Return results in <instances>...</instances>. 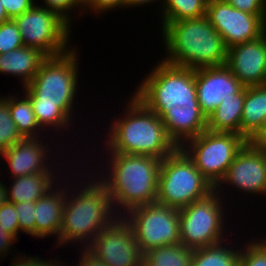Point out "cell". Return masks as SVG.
<instances>
[{"label":"cell","instance_id":"cell-1","mask_svg":"<svg viewBox=\"0 0 266 266\" xmlns=\"http://www.w3.org/2000/svg\"><path fill=\"white\" fill-rule=\"evenodd\" d=\"M151 72L134 94L161 118L168 137L181 147L207 130V117L197 99L195 69L162 60Z\"/></svg>","mask_w":266,"mask_h":266},{"label":"cell","instance_id":"cell-2","mask_svg":"<svg viewBox=\"0 0 266 266\" xmlns=\"http://www.w3.org/2000/svg\"><path fill=\"white\" fill-rule=\"evenodd\" d=\"M77 61L75 49L59 56L48 57L41 64L33 80L24 87L25 95L30 99L37 122L42 129L45 126H56L60 129L70 123L72 104L78 86Z\"/></svg>","mask_w":266,"mask_h":266},{"label":"cell","instance_id":"cell-3","mask_svg":"<svg viewBox=\"0 0 266 266\" xmlns=\"http://www.w3.org/2000/svg\"><path fill=\"white\" fill-rule=\"evenodd\" d=\"M167 58L163 61L189 69L226 64L228 48L206 15L163 23Z\"/></svg>","mask_w":266,"mask_h":266},{"label":"cell","instance_id":"cell-4","mask_svg":"<svg viewBox=\"0 0 266 266\" xmlns=\"http://www.w3.org/2000/svg\"><path fill=\"white\" fill-rule=\"evenodd\" d=\"M132 95L124 119H117L110 127L107 148L110 153L145 155L162 160L178 147L168 137L161 118Z\"/></svg>","mask_w":266,"mask_h":266},{"label":"cell","instance_id":"cell-5","mask_svg":"<svg viewBox=\"0 0 266 266\" xmlns=\"http://www.w3.org/2000/svg\"><path fill=\"white\" fill-rule=\"evenodd\" d=\"M110 158L111 175L101 183L109 191L114 209L117 205L120 212L121 209L128 212L156 203L161 159L121 153H111Z\"/></svg>","mask_w":266,"mask_h":266},{"label":"cell","instance_id":"cell-6","mask_svg":"<svg viewBox=\"0 0 266 266\" xmlns=\"http://www.w3.org/2000/svg\"><path fill=\"white\" fill-rule=\"evenodd\" d=\"M100 180L91 181L92 184L88 183V186H84L85 188L79 191V195L74 197L72 194L73 198L71 197L70 200L66 195L62 228L58 239L59 246L70 241L75 242L74 240L76 243L79 240L83 243L90 240L91 243L104 228L116 220L109 191Z\"/></svg>","mask_w":266,"mask_h":266},{"label":"cell","instance_id":"cell-7","mask_svg":"<svg viewBox=\"0 0 266 266\" xmlns=\"http://www.w3.org/2000/svg\"><path fill=\"white\" fill-rule=\"evenodd\" d=\"M213 191L214 187L180 147L161 160L157 203L181 209Z\"/></svg>","mask_w":266,"mask_h":266},{"label":"cell","instance_id":"cell-8","mask_svg":"<svg viewBox=\"0 0 266 266\" xmlns=\"http://www.w3.org/2000/svg\"><path fill=\"white\" fill-rule=\"evenodd\" d=\"M187 141L190 146L183 144L180 148L214 188L222 180L238 152L248 142L240 134L208 130Z\"/></svg>","mask_w":266,"mask_h":266},{"label":"cell","instance_id":"cell-9","mask_svg":"<svg viewBox=\"0 0 266 266\" xmlns=\"http://www.w3.org/2000/svg\"><path fill=\"white\" fill-rule=\"evenodd\" d=\"M13 19L20 30L24 46L37 49L47 57L59 56L70 51V48H66L71 32L70 23L58 13L34 5Z\"/></svg>","mask_w":266,"mask_h":266},{"label":"cell","instance_id":"cell-10","mask_svg":"<svg viewBox=\"0 0 266 266\" xmlns=\"http://www.w3.org/2000/svg\"><path fill=\"white\" fill-rule=\"evenodd\" d=\"M126 213L129 215H125V219L131 225L143 254L154 247L180 243L179 209L156 202Z\"/></svg>","mask_w":266,"mask_h":266},{"label":"cell","instance_id":"cell-11","mask_svg":"<svg viewBox=\"0 0 266 266\" xmlns=\"http://www.w3.org/2000/svg\"><path fill=\"white\" fill-rule=\"evenodd\" d=\"M217 194L214 190L204 199L179 209L180 243L185 247L196 249L222 241L225 217Z\"/></svg>","mask_w":266,"mask_h":266},{"label":"cell","instance_id":"cell-12","mask_svg":"<svg viewBox=\"0 0 266 266\" xmlns=\"http://www.w3.org/2000/svg\"><path fill=\"white\" fill-rule=\"evenodd\" d=\"M104 228L85 249L107 266H143L140 251L131 225L124 217ZM89 244V245H88Z\"/></svg>","mask_w":266,"mask_h":266},{"label":"cell","instance_id":"cell-13","mask_svg":"<svg viewBox=\"0 0 266 266\" xmlns=\"http://www.w3.org/2000/svg\"><path fill=\"white\" fill-rule=\"evenodd\" d=\"M206 17L229 49L254 40L266 32V17L240 11L227 1L207 4Z\"/></svg>","mask_w":266,"mask_h":266},{"label":"cell","instance_id":"cell-14","mask_svg":"<svg viewBox=\"0 0 266 266\" xmlns=\"http://www.w3.org/2000/svg\"><path fill=\"white\" fill-rule=\"evenodd\" d=\"M223 183H229L248 193L266 194V154L248 141L214 190L218 191Z\"/></svg>","mask_w":266,"mask_h":266},{"label":"cell","instance_id":"cell-15","mask_svg":"<svg viewBox=\"0 0 266 266\" xmlns=\"http://www.w3.org/2000/svg\"><path fill=\"white\" fill-rule=\"evenodd\" d=\"M225 65L245 87L266 84V32L230 47Z\"/></svg>","mask_w":266,"mask_h":266},{"label":"cell","instance_id":"cell-16","mask_svg":"<svg viewBox=\"0 0 266 266\" xmlns=\"http://www.w3.org/2000/svg\"><path fill=\"white\" fill-rule=\"evenodd\" d=\"M195 84L198 103L206 117L223 99L232 97L244 87L226 65L195 69Z\"/></svg>","mask_w":266,"mask_h":266},{"label":"cell","instance_id":"cell-17","mask_svg":"<svg viewBox=\"0 0 266 266\" xmlns=\"http://www.w3.org/2000/svg\"><path fill=\"white\" fill-rule=\"evenodd\" d=\"M38 140L37 137L22 138L0 153V156L5 157L9 162L13 178L37 173H52L46 166L48 163H45L47 160L45 145Z\"/></svg>","mask_w":266,"mask_h":266},{"label":"cell","instance_id":"cell-18","mask_svg":"<svg viewBox=\"0 0 266 266\" xmlns=\"http://www.w3.org/2000/svg\"><path fill=\"white\" fill-rule=\"evenodd\" d=\"M48 192L35 201V236L44 238L59 233L62 228V215L67 191L59 189ZM52 192V193H51Z\"/></svg>","mask_w":266,"mask_h":266},{"label":"cell","instance_id":"cell-19","mask_svg":"<svg viewBox=\"0 0 266 266\" xmlns=\"http://www.w3.org/2000/svg\"><path fill=\"white\" fill-rule=\"evenodd\" d=\"M47 58L43 52L23 46L0 54V73L21 77L25 87L33 80L41 64Z\"/></svg>","mask_w":266,"mask_h":266},{"label":"cell","instance_id":"cell-20","mask_svg":"<svg viewBox=\"0 0 266 266\" xmlns=\"http://www.w3.org/2000/svg\"><path fill=\"white\" fill-rule=\"evenodd\" d=\"M266 121V84L246 87L240 135L247 141L263 127Z\"/></svg>","mask_w":266,"mask_h":266},{"label":"cell","instance_id":"cell-21","mask_svg":"<svg viewBox=\"0 0 266 266\" xmlns=\"http://www.w3.org/2000/svg\"><path fill=\"white\" fill-rule=\"evenodd\" d=\"M246 87L232 97L223 99L219 106L207 116V130L240 134V122L243 112Z\"/></svg>","mask_w":266,"mask_h":266},{"label":"cell","instance_id":"cell-22","mask_svg":"<svg viewBox=\"0 0 266 266\" xmlns=\"http://www.w3.org/2000/svg\"><path fill=\"white\" fill-rule=\"evenodd\" d=\"M53 175L37 173L14 178L10 189H7V201L11 203L37 201L53 189V179H58Z\"/></svg>","mask_w":266,"mask_h":266},{"label":"cell","instance_id":"cell-23","mask_svg":"<svg viewBox=\"0 0 266 266\" xmlns=\"http://www.w3.org/2000/svg\"><path fill=\"white\" fill-rule=\"evenodd\" d=\"M193 249L183 244L154 247L144 253L145 266H191Z\"/></svg>","mask_w":266,"mask_h":266},{"label":"cell","instance_id":"cell-24","mask_svg":"<svg viewBox=\"0 0 266 266\" xmlns=\"http://www.w3.org/2000/svg\"><path fill=\"white\" fill-rule=\"evenodd\" d=\"M221 244L193 249L191 266H235L239 262L240 250L226 249Z\"/></svg>","mask_w":266,"mask_h":266},{"label":"cell","instance_id":"cell-25","mask_svg":"<svg viewBox=\"0 0 266 266\" xmlns=\"http://www.w3.org/2000/svg\"><path fill=\"white\" fill-rule=\"evenodd\" d=\"M9 111L11 118L15 122L16 129L23 138L40 137L36 129H41L37 122L30 99L26 96L24 99L9 97ZM36 130V131H35Z\"/></svg>","mask_w":266,"mask_h":266},{"label":"cell","instance_id":"cell-26","mask_svg":"<svg viewBox=\"0 0 266 266\" xmlns=\"http://www.w3.org/2000/svg\"><path fill=\"white\" fill-rule=\"evenodd\" d=\"M162 23H170L183 19L199 18L206 15L205 0H163Z\"/></svg>","mask_w":266,"mask_h":266},{"label":"cell","instance_id":"cell-27","mask_svg":"<svg viewBox=\"0 0 266 266\" xmlns=\"http://www.w3.org/2000/svg\"><path fill=\"white\" fill-rule=\"evenodd\" d=\"M23 137L16 129L9 111V96L0 98V153L18 143Z\"/></svg>","mask_w":266,"mask_h":266},{"label":"cell","instance_id":"cell-28","mask_svg":"<svg viewBox=\"0 0 266 266\" xmlns=\"http://www.w3.org/2000/svg\"><path fill=\"white\" fill-rule=\"evenodd\" d=\"M20 30L14 19L0 24V54L23 47Z\"/></svg>","mask_w":266,"mask_h":266},{"label":"cell","instance_id":"cell-29","mask_svg":"<svg viewBox=\"0 0 266 266\" xmlns=\"http://www.w3.org/2000/svg\"><path fill=\"white\" fill-rule=\"evenodd\" d=\"M239 262L242 266H266V240L251 242L246 250H240Z\"/></svg>","mask_w":266,"mask_h":266},{"label":"cell","instance_id":"cell-30","mask_svg":"<svg viewBox=\"0 0 266 266\" xmlns=\"http://www.w3.org/2000/svg\"><path fill=\"white\" fill-rule=\"evenodd\" d=\"M17 211L19 231L35 237V202L14 203Z\"/></svg>","mask_w":266,"mask_h":266},{"label":"cell","instance_id":"cell-31","mask_svg":"<svg viewBox=\"0 0 266 266\" xmlns=\"http://www.w3.org/2000/svg\"><path fill=\"white\" fill-rule=\"evenodd\" d=\"M14 203L6 202L0 206V226L18 240L19 223Z\"/></svg>","mask_w":266,"mask_h":266},{"label":"cell","instance_id":"cell-32","mask_svg":"<svg viewBox=\"0 0 266 266\" xmlns=\"http://www.w3.org/2000/svg\"><path fill=\"white\" fill-rule=\"evenodd\" d=\"M234 8L257 15L258 17H266V0H226Z\"/></svg>","mask_w":266,"mask_h":266},{"label":"cell","instance_id":"cell-33","mask_svg":"<svg viewBox=\"0 0 266 266\" xmlns=\"http://www.w3.org/2000/svg\"><path fill=\"white\" fill-rule=\"evenodd\" d=\"M44 3L46 4L45 8L52 10L56 13H58L62 18H64L68 23L70 22L69 14L67 13V10H72L76 6L83 5L82 0H44Z\"/></svg>","mask_w":266,"mask_h":266},{"label":"cell","instance_id":"cell-34","mask_svg":"<svg viewBox=\"0 0 266 266\" xmlns=\"http://www.w3.org/2000/svg\"><path fill=\"white\" fill-rule=\"evenodd\" d=\"M1 3L5 8L6 14L11 19L28 11L35 5L33 0H1Z\"/></svg>","mask_w":266,"mask_h":266},{"label":"cell","instance_id":"cell-35","mask_svg":"<svg viewBox=\"0 0 266 266\" xmlns=\"http://www.w3.org/2000/svg\"><path fill=\"white\" fill-rule=\"evenodd\" d=\"M83 8L88 7L95 12H105L109 9H114V7L121 8L125 7V0H83Z\"/></svg>","mask_w":266,"mask_h":266},{"label":"cell","instance_id":"cell-36","mask_svg":"<svg viewBox=\"0 0 266 266\" xmlns=\"http://www.w3.org/2000/svg\"><path fill=\"white\" fill-rule=\"evenodd\" d=\"M21 257V258H20ZM16 262H12L11 266H60L59 263H55L54 261H44L40 258L36 257H24L20 256ZM24 259H23V258ZM21 259V260H20ZM14 263V264H13ZM58 264V265H57ZM64 266V265H61Z\"/></svg>","mask_w":266,"mask_h":266},{"label":"cell","instance_id":"cell-37","mask_svg":"<svg viewBox=\"0 0 266 266\" xmlns=\"http://www.w3.org/2000/svg\"><path fill=\"white\" fill-rule=\"evenodd\" d=\"M249 142L256 149L266 154V126H263Z\"/></svg>","mask_w":266,"mask_h":266},{"label":"cell","instance_id":"cell-38","mask_svg":"<svg viewBox=\"0 0 266 266\" xmlns=\"http://www.w3.org/2000/svg\"><path fill=\"white\" fill-rule=\"evenodd\" d=\"M16 241V239L8 232L4 231L0 226V253L2 255L6 254V251L8 252L9 247L11 243Z\"/></svg>","mask_w":266,"mask_h":266},{"label":"cell","instance_id":"cell-39","mask_svg":"<svg viewBox=\"0 0 266 266\" xmlns=\"http://www.w3.org/2000/svg\"><path fill=\"white\" fill-rule=\"evenodd\" d=\"M84 251L81 253L80 263L78 266H107L104 263H102L99 259L95 258L93 255H91L85 248H83Z\"/></svg>","mask_w":266,"mask_h":266},{"label":"cell","instance_id":"cell-40","mask_svg":"<svg viewBox=\"0 0 266 266\" xmlns=\"http://www.w3.org/2000/svg\"><path fill=\"white\" fill-rule=\"evenodd\" d=\"M154 0H125V7L127 6H139L140 4L144 5L146 3H150V2H153ZM156 1V0H155ZM158 1V0H157Z\"/></svg>","mask_w":266,"mask_h":266},{"label":"cell","instance_id":"cell-41","mask_svg":"<svg viewBox=\"0 0 266 266\" xmlns=\"http://www.w3.org/2000/svg\"><path fill=\"white\" fill-rule=\"evenodd\" d=\"M5 186V187H4ZM7 186L0 182V206L7 202Z\"/></svg>","mask_w":266,"mask_h":266},{"label":"cell","instance_id":"cell-42","mask_svg":"<svg viewBox=\"0 0 266 266\" xmlns=\"http://www.w3.org/2000/svg\"><path fill=\"white\" fill-rule=\"evenodd\" d=\"M10 18L8 17V15L6 14L5 8L3 6V4L1 3L0 0V24L9 20Z\"/></svg>","mask_w":266,"mask_h":266},{"label":"cell","instance_id":"cell-43","mask_svg":"<svg viewBox=\"0 0 266 266\" xmlns=\"http://www.w3.org/2000/svg\"><path fill=\"white\" fill-rule=\"evenodd\" d=\"M207 4L212 2H220V1H226V0H205Z\"/></svg>","mask_w":266,"mask_h":266},{"label":"cell","instance_id":"cell-44","mask_svg":"<svg viewBox=\"0 0 266 266\" xmlns=\"http://www.w3.org/2000/svg\"><path fill=\"white\" fill-rule=\"evenodd\" d=\"M235 266H242V264L240 262H238Z\"/></svg>","mask_w":266,"mask_h":266}]
</instances>
